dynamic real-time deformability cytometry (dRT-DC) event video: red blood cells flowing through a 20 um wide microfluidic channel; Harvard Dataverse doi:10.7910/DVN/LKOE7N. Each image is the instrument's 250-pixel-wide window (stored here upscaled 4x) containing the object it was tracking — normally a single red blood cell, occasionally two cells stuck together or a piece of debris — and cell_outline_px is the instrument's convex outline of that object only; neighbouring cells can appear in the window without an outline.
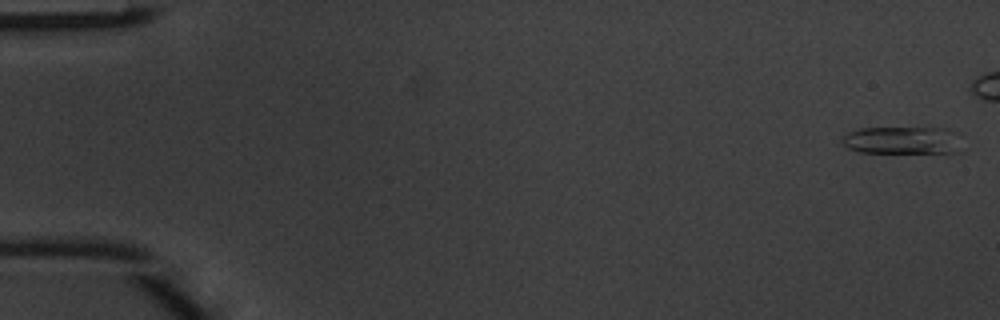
{"species": "common noctule bat (a hibernating species)", "species_latin": "Nyctalus noctula", "temperature_condition": "warm", "stored_images_in_passage": 42, "camera_frame_rate_fps": 3000, "um_per_image_px": 0.085, "animal": {"sex": "male", "body_mass_g": 20.1, "forearm_length_mm": 53.5}, "frame": {"image": 1, "passage_image": 1, "time_ms": 0.0, "image_size_px": [1000, 320], "cell_outline_px": [[960, 152], [860, 152], [848, 148], [840, 140], [848, 132], [860, 128], [940, 128]], "centroid_in_image_um": [76.39, 11.93], "position_along_channel_um": 8.6, "area_um2": 17.8}}
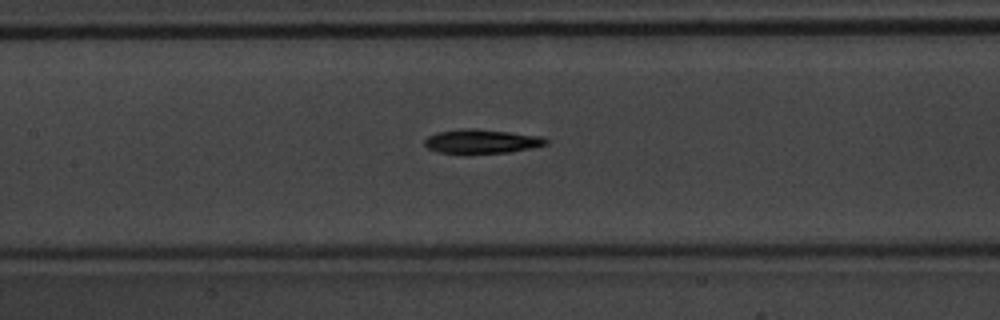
{"frame": {"image": 2, "passage_image": 23, "time_ms": 7.333, "image_size_px": [1000, 320], "cell_outline_px": [[548, 144], [532, 148], [508, 152], [468, 156], [436, 152], [428, 148], [424, 144], [424, 140], [428, 136], [440, 132], [460, 128], [476, 128], [540, 136], [548, 140]], "centroid_in_image_um": [40.89, 12.05], "position_along_channel_um": 166.5, "area_um2": 17.69}}
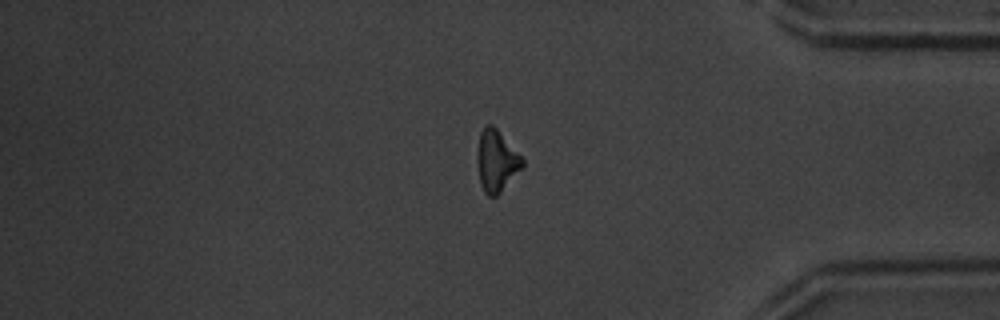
{"frame": {"image": 3, "passage_image": 41, "time_ms": 13.333, "image_size_px": [1000, 320], "cell_outline_px": [[524, 164], [500, 192], [496, 196], [488, 196], [484, 192], [480, 184], [476, 160], [476, 156], [480, 132], [488, 124], [492, 124], [496, 128], [524, 160]], "centroid_in_image_um": [42.15, 13.68], "position_along_channel_um": 393.0, "area_um2": 15.9}}